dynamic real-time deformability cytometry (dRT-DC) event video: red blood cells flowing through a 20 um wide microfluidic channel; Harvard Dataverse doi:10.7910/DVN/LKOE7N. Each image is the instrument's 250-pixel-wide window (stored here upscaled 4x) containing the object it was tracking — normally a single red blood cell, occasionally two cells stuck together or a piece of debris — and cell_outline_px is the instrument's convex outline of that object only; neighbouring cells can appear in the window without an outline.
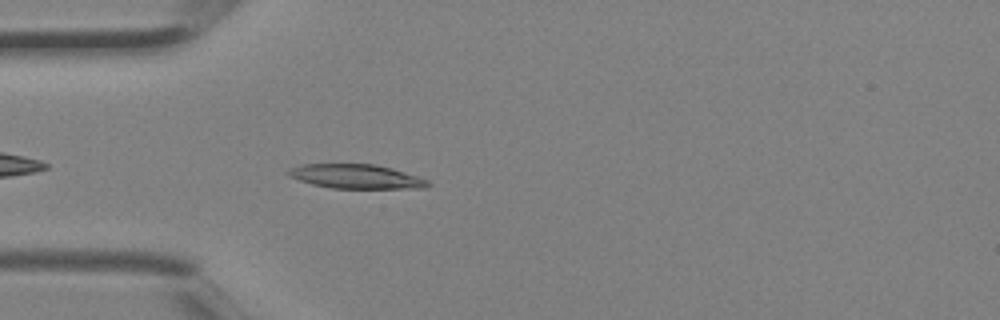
{"species": "Egyptian fruit bat (a non-hibernating species)", "species_latin": "Rousettus aegyptiacus", "temperature_condition": "room temperature", "stored_images_in_passage": 4, "camera_frame_rate_fps": 3000, "um_per_image_px": 0.085, "animal": {"sex": "female"}, "frame": {"image": 1, "passage_image": 4, "time_ms": 1.0, "image_size_px": [1000, 320], "cell_outline_px": [[432, 184], [428, 188], [332, 188], [312, 184], [288, 176], [284, 172], [288, 168], [300, 164], [376, 164], [392, 168], [428, 180]], "centroid_in_image_um": [30.24, 14.99], "position_along_channel_um": 54.8, "area_um2": 19.83}}